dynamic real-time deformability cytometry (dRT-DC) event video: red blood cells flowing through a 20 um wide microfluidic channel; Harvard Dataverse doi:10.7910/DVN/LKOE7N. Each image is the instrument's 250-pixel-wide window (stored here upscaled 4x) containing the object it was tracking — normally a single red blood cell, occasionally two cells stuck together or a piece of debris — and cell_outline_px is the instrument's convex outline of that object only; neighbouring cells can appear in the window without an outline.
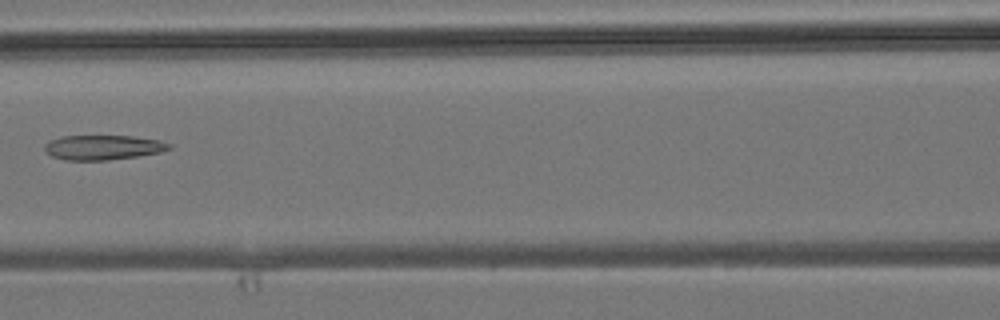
{"species": "common noctule bat (a hibernating species)", "species_latin": "Nyctalus noctula", "temperature_condition": "room temperature", "stored_images_in_passage": 4, "camera_frame_rate_fps": 3000, "um_per_image_px": 0.085, "animal": {"sex": "male", "body_mass_g": 19.2, "forearm_length_mm": 51.8}, "frame": {"image": 1, "passage_image": 4, "time_ms": 3.333, "image_size_px": [1000, 320], "cell_outline_px": [[172, 148], [160, 152], [140, 156], [108, 160], [64, 160], [52, 156], [44, 148], [44, 144], [48, 140], [60, 136], [132, 136], [160, 140], [172, 144]], "centroid_in_image_um": [8.77, 12.52], "position_along_channel_um": 157.8, "area_um2": 18.09}}